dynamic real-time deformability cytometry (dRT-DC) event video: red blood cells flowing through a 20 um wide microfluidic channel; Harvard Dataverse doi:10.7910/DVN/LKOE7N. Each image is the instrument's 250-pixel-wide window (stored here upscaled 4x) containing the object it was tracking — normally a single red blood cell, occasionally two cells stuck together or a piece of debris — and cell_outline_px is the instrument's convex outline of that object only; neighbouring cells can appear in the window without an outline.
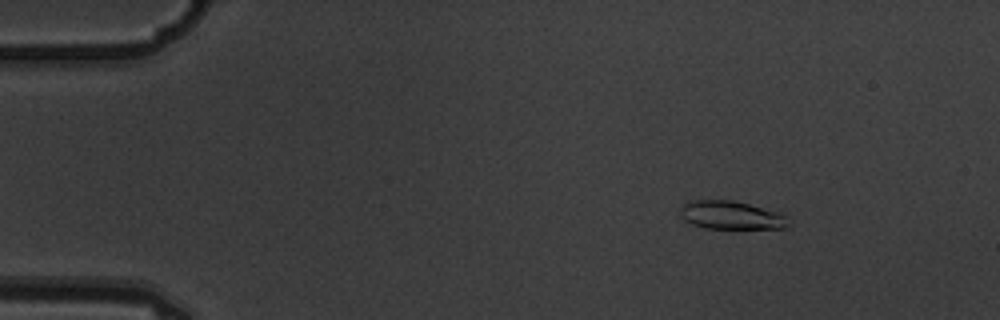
{"species": "common noctule bat (a hibernating species)", "species_latin": "Nyctalus noctula", "temperature_condition": "warm", "stored_images_in_passage": 5, "camera_frame_rate_fps": 3000, "um_per_image_px": 0.085, "animal": {"sex": "male", "body_mass_g": 19.5, "forearm_length_mm": 54.6}, "frame": {"image": 1, "passage_image": 3, "time_ms": 0.667, "image_size_px": [1000, 320], "cell_outline_px": [[784, 228], [704, 228], [692, 224], [684, 220], [680, 212], [684, 204], [688, 200], [732, 200], [784, 212]], "centroid_in_image_um": [62.1, 18.27], "position_along_channel_um": 22.9, "area_um2": 17.63}}